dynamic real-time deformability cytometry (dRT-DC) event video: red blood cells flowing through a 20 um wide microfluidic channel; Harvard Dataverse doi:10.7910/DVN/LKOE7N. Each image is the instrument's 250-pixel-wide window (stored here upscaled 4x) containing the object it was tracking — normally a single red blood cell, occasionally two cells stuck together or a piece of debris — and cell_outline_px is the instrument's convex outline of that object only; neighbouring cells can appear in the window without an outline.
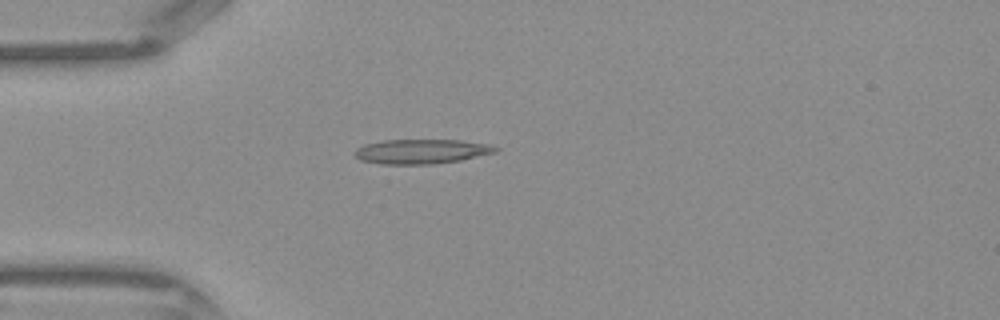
{"species": "Egyptian fruit bat (a non-hibernating species)", "species_latin": "Rousettus aegyptiacus", "temperature_condition": "warm", "stored_images_in_passage": 32, "camera_frame_rate_fps": 3000, "um_per_image_px": 0.085, "frame": {"image": 1, "passage_image": 1, "time_ms": 0.0, "image_size_px": [1000, 320], "cell_outline_px": [[500, 148], [496, 152], [460, 160], [432, 164], [384, 164], [360, 160], [352, 152], [356, 148], [364, 144], [380, 140], [460, 140], [488, 144]], "centroid_in_image_um": [35.79, 12.87], "position_along_channel_um": 49.2, "area_um2": 20.17}}
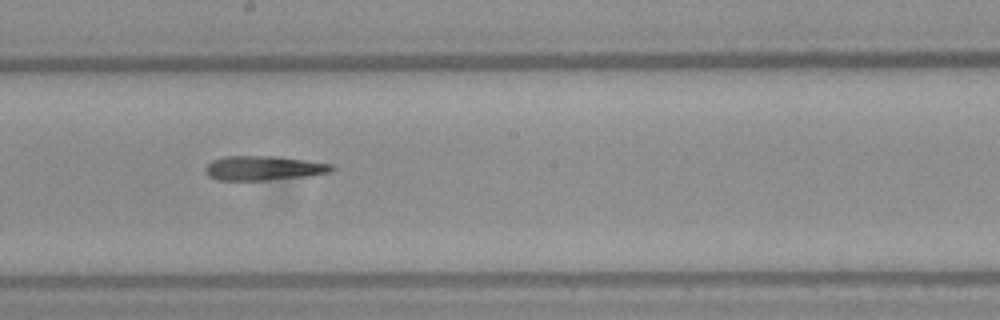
{"frame": {"image": 2, "passage_image": 13, "time_ms": 4.0, "image_size_px": [1000, 320], "cell_outline_px": [[336, 168], [332, 172], [308, 176], [264, 180], [216, 180], [208, 176], [204, 172], [204, 168], [212, 160], [224, 156], [272, 156], [304, 160], [332, 164]], "centroid_in_image_um": [22.38, 14.29], "position_along_channel_um": 225.8, "area_um2": 18.03}}
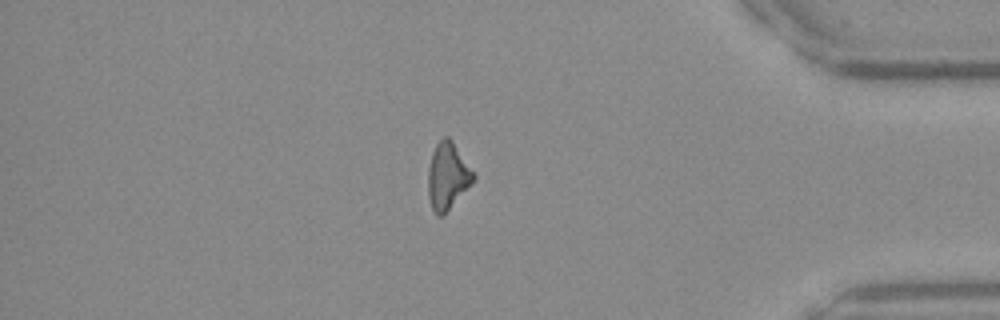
{"frame": {"image": 3, "passage_image": 26, "time_ms": 8.333, "image_size_px": [1000, 320], "cell_outline_px": [[476, 176], [448, 208], [440, 216], [436, 216], [432, 208], [428, 196], [428, 168], [432, 152], [436, 144], [444, 136], [448, 136], [452, 140]], "centroid_in_image_um": [38.0, 14.91], "position_along_channel_um": 397.2, "area_um2": 16.99}}